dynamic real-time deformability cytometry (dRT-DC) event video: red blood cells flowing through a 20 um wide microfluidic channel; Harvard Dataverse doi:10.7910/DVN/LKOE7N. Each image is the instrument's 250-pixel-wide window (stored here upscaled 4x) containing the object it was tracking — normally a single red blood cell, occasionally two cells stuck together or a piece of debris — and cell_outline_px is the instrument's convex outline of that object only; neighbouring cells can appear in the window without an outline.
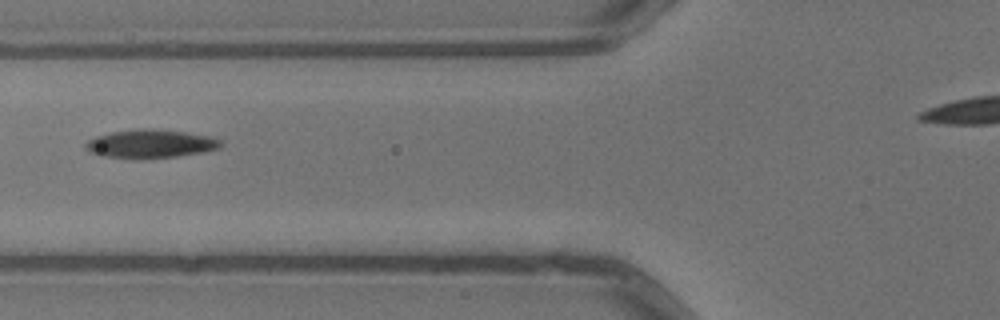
{"species": "common noctule bat (a hibernating species)", "species_latin": "Nyctalus noctula", "temperature_condition": "warm", "stored_images_in_passage": 4, "camera_frame_rate_fps": 3000, "um_per_image_px": 0.085, "animal": {"sex": "male", "body_mass_g": 13.3}, "frame": {"image": 1, "passage_image": 3, "time_ms": 0.667, "image_size_px": [1000, 320], "cell_outline_px": [[224, 144], [220, 148], [204, 152], [176, 156], [104, 156], [92, 152], [84, 148], [84, 144], [88, 140], [96, 136], [112, 132], [140, 128], [152, 128], [188, 132], [212, 136], [220, 140]], "centroid_in_image_um": [12.87, 12.17], "position_along_channel_um": 112.9, "area_um2": 21.79}}
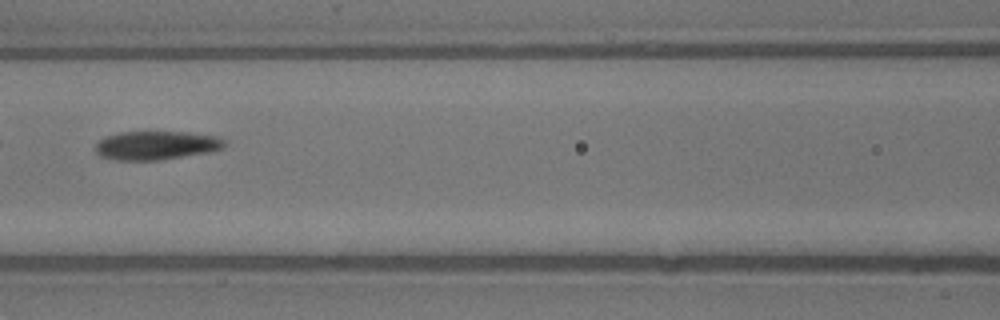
{"frame": {"image": 2, "passage_image": 4, "time_ms": 1.0, "image_size_px": [1000, 320], "cell_outline_px": [[228, 144], [224, 148], [212, 152], [160, 160], [116, 160], [100, 156], [96, 152], [96, 144], [100, 140], [108, 136], [120, 132], [184, 132], [220, 136]], "centroid_in_image_um": [13.36, 12.36], "position_along_channel_um": 153.2, "area_um2": 21.73}}